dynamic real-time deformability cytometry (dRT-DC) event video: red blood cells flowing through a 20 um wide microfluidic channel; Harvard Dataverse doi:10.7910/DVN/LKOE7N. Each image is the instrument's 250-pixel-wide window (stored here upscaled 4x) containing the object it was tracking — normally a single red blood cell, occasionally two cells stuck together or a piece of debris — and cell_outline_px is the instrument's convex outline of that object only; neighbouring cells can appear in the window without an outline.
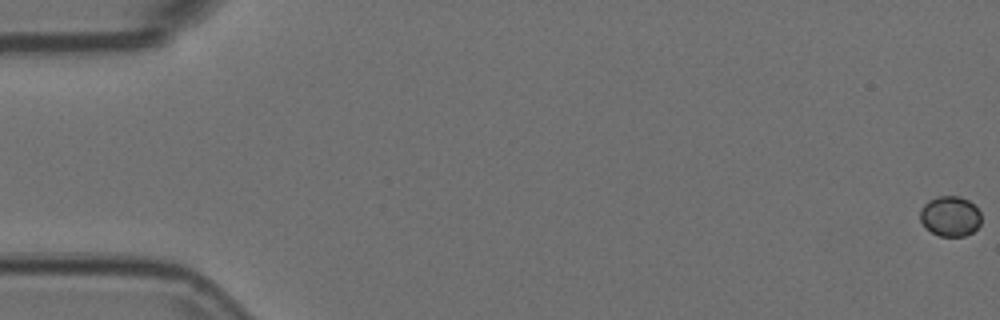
{"species": "Egyptian fruit bat (a non-hibernating species)", "species_latin": "Rousettus aegyptiacus", "temperature_condition": "room temperature", "stored_images_in_passage": 13, "camera_frame_rate_fps": 3000, "um_per_image_px": 0.085, "animal": {"sex": "female"}, "frame": {"image": 1, "passage_image": 1, "time_ms": 0.0, "image_size_px": [1000, 320], "cell_outline_px": [[980, 224], [972, 232], [964, 236], [940, 236], [932, 232], [920, 220], [920, 208], [928, 200], [936, 196], [960, 196], [968, 200], [980, 212]], "centroid_in_image_um": [80.75, 18.36], "position_along_channel_um": 4.2, "area_um2": 14.22}}